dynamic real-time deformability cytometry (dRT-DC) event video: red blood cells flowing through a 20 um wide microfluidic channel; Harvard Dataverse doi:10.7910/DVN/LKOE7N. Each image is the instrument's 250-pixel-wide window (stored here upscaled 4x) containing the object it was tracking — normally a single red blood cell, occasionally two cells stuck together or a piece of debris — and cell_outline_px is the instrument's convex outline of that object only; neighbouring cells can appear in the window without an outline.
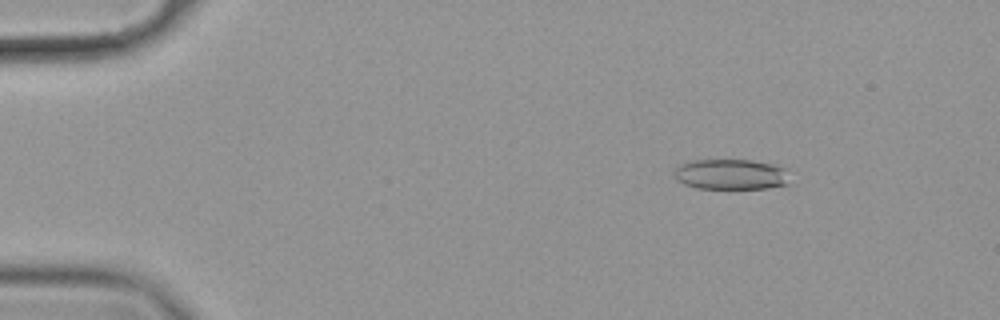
{"species": "common noctule bat (a hibernating species)", "species_latin": "Nyctalus noctula", "temperature_condition": "cold", "stored_images_in_passage": 57, "camera_frame_rate_fps": 3000, "um_per_image_px": 0.085, "animal": {"sex": "female", "body_mass_g": 19.9}, "frame": {"image": 1, "passage_image": 8, "time_ms": 2.333, "image_size_px": [1000, 320], "cell_outline_px": [[792, 184], [768, 188], [696, 188], [684, 184], [676, 180], [676, 168], [680, 164], [692, 160], [752, 160], [772, 164], [788, 168]], "centroid_in_image_um": [62.23, 14.82], "position_along_channel_um": 22.8, "area_um2": 20.81}}
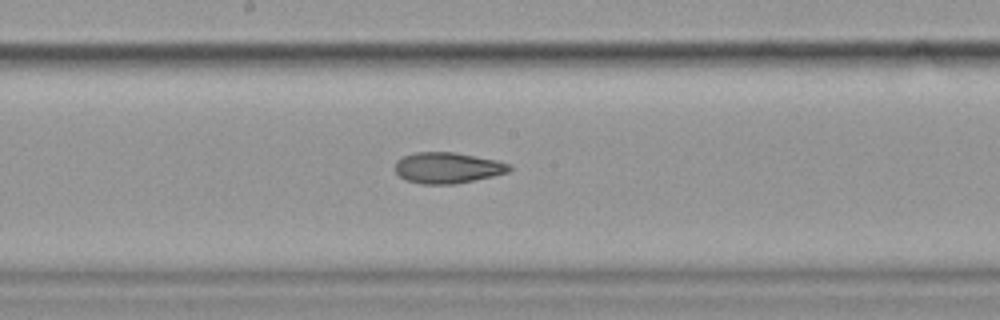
{"frame": {"image": 2, "passage_image": 31, "time_ms": 10.0, "image_size_px": [1000, 320], "cell_outline_px": [[512, 168], [508, 172], [492, 176], [456, 184], [420, 184], [408, 180], [400, 176], [392, 168], [396, 160], [404, 156], [416, 152], [452, 152], [496, 160], [508, 164]], "centroid_in_image_um": [37.99, 14.27], "position_along_channel_um": 210.2, "area_um2": 20.52}}
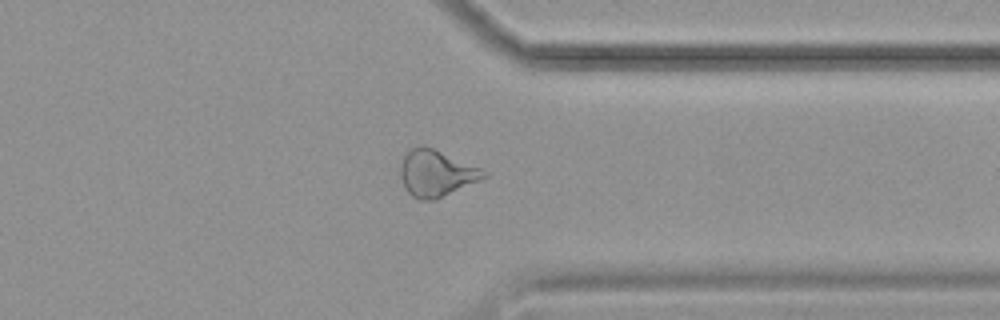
{"frame": {"image": 3, "passage_image": 45, "time_ms": 14.667, "image_size_px": [1000, 320], "cell_outline_px": [[488, 176], [480, 180], [436, 200], [420, 200], [412, 196], [404, 188], [400, 176], [400, 164], [404, 152], [412, 148], [432, 148], [480, 168], [488, 172]], "centroid_in_image_um": [37.05, 14.76], "position_along_channel_um": 374.3, "area_um2": 22.37}, "authors_computed_cell_mechanics": {"area_um2": 21.964, "velocity_mm_per_s": 3.5525, "shape_relaxation_time_tau1_ms": null, "shape_relaxation_time_tau2_ms": 4.9414, "deformation_change_tau1": null, "deformation_change_tau2": 0.1331}}